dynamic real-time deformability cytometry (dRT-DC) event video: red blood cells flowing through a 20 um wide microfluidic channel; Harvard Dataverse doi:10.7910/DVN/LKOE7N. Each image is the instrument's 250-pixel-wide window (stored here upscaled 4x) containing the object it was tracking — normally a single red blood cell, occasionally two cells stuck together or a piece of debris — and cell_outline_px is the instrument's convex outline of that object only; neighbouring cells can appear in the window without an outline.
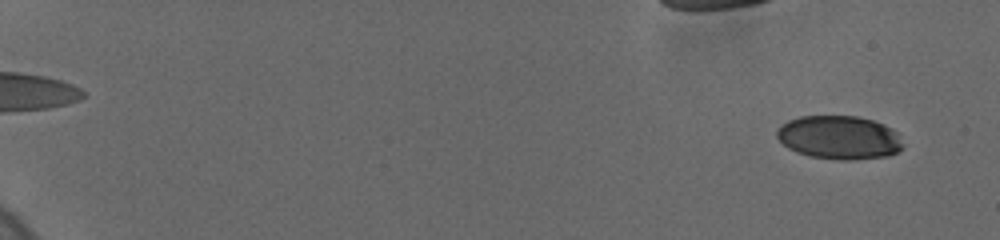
{"species": "human", "species_latin": "Homo sapiens", "temperature_condition": "cold", "stored_images_in_passage": 32, "camera_frame_rate_fps": 3000, "um_per_image_px": 0.085, "donor": {"sex": "female"}, "frame": {"image": 1, "passage_image": 6, "time_ms": 1.333, "image_size_px": [1000, 240], "cell_outline_px": [[904, 148], [888, 156], [852, 160], [836, 160], [808, 156], [796, 152], [788, 148], [776, 136], [776, 132], [788, 120], [800, 116], [856, 116], [872, 120], [884, 124], [892, 128], [896, 132], [904, 144]], "centroid_in_image_um": [71.36, 11.7], "position_along_channel_um": 13.6, "area_um2": 32.14}}
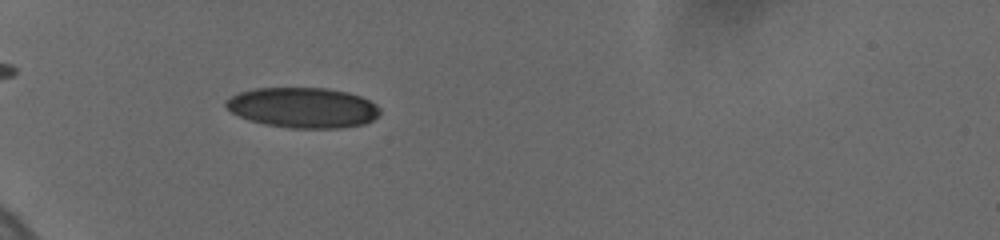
{"frame": {"image": 2, "passage_image": 31, "time_ms": 7.333, "image_size_px": [1000, 240], "cell_outline_px": [[380, 112], [372, 120], [364, 124], [340, 128], [288, 128], [264, 124], [248, 120], [232, 112], [224, 104], [224, 100], [240, 92], [256, 88], [328, 88], [348, 92], [360, 96], [376, 104], [380, 108]], "centroid_in_image_um": [25.74, 9.15], "position_along_channel_um": 59.3, "area_um2": 36.24}}